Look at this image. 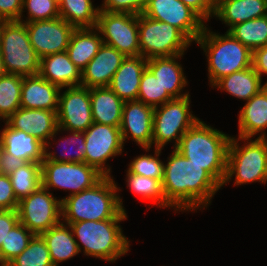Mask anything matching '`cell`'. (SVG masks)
Returning <instances> with one entry per match:
<instances>
[{
	"label": "cell",
	"mask_w": 267,
	"mask_h": 266,
	"mask_svg": "<svg viewBox=\"0 0 267 266\" xmlns=\"http://www.w3.org/2000/svg\"><path fill=\"white\" fill-rule=\"evenodd\" d=\"M61 88L50 83L39 74L23 76L21 107L58 111Z\"/></svg>",
	"instance_id": "ffe728a7"
},
{
	"label": "cell",
	"mask_w": 267,
	"mask_h": 266,
	"mask_svg": "<svg viewBox=\"0 0 267 266\" xmlns=\"http://www.w3.org/2000/svg\"><path fill=\"white\" fill-rule=\"evenodd\" d=\"M252 67L259 74L267 75V45L252 51Z\"/></svg>",
	"instance_id": "c3c4849f"
},
{
	"label": "cell",
	"mask_w": 267,
	"mask_h": 266,
	"mask_svg": "<svg viewBox=\"0 0 267 266\" xmlns=\"http://www.w3.org/2000/svg\"><path fill=\"white\" fill-rule=\"evenodd\" d=\"M0 147L26 162L42 163L44 160V143L32 134L11 128L7 123L0 131Z\"/></svg>",
	"instance_id": "603a6c76"
},
{
	"label": "cell",
	"mask_w": 267,
	"mask_h": 266,
	"mask_svg": "<svg viewBox=\"0 0 267 266\" xmlns=\"http://www.w3.org/2000/svg\"><path fill=\"white\" fill-rule=\"evenodd\" d=\"M23 76L5 73L0 77V119L7 120L21 107Z\"/></svg>",
	"instance_id": "836d02e7"
},
{
	"label": "cell",
	"mask_w": 267,
	"mask_h": 266,
	"mask_svg": "<svg viewBox=\"0 0 267 266\" xmlns=\"http://www.w3.org/2000/svg\"><path fill=\"white\" fill-rule=\"evenodd\" d=\"M16 199L28 197L42 186L41 163L27 162L9 175Z\"/></svg>",
	"instance_id": "1f68e13d"
},
{
	"label": "cell",
	"mask_w": 267,
	"mask_h": 266,
	"mask_svg": "<svg viewBox=\"0 0 267 266\" xmlns=\"http://www.w3.org/2000/svg\"><path fill=\"white\" fill-rule=\"evenodd\" d=\"M18 202L9 176L0 174V210H15Z\"/></svg>",
	"instance_id": "7bdbcfd3"
},
{
	"label": "cell",
	"mask_w": 267,
	"mask_h": 266,
	"mask_svg": "<svg viewBox=\"0 0 267 266\" xmlns=\"http://www.w3.org/2000/svg\"><path fill=\"white\" fill-rule=\"evenodd\" d=\"M6 266H54L45 240L34 235L27 248Z\"/></svg>",
	"instance_id": "d590c367"
},
{
	"label": "cell",
	"mask_w": 267,
	"mask_h": 266,
	"mask_svg": "<svg viewBox=\"0 0 267 266\" xmlns=\"http://www.w3.org/2000/svg\"><path fill=\"white\" fill-rule=\"evenodd\" d=\"M140 56L145 59L183 55L192 43L171 24L138 15Z\"/></svg>",
	"instance_id": "ba28073f"
},
{
	"label": "cell",
	"mask_w": 267,
	"mask_h": 266,
	"mask_svg": "<svg viewBox=\"0 0 267 266\" xmlns=\"http://www.w3.org/2000/svg\"><path fill=\"white\" fill-rule=\"evenodd\" d=\"M251 51L267 45V15L238 23L227 30Z\"/></svg>",
	"instance_id": "d6a6232c"
},
{
	"label": "cell",
	"mask_w": 267,
	"mask_h": 266,
	"mask_svg": "<svg viewBox=\"0 0 267 266\" xmlns=\"http://www.w3.org/2000/svg\"><path fill=\"white\" fill-rule=\"evenodd\" d=\"M84 134V162L96 168L104 176H111V168L106 167V161L122 153L124 143L120 127L94 122Z\"/></svg>",
	"instance_id": "4fadbf2b"
},
{
	"label": "cell",
	"mask_w": 267,
	"mask_h": 266,
	"mask_svg": "<svg viewBox=\"0 0 267 266\" xmlns=\"http://www.w3.org/2000/svg\"><path fill=\"white\" fill-rule=\"evenodd\" d=\"M28 10V17L21 22L52 20L59 18V3L55 0H23V10Z\"/></svg>",
	"instance_id": "ab89813d"
},
{
	"label": "cell",
	"mask_w": 267,
	"mask_h": 266,
	"mask_svg": "<svg viewBox=\"0 0 267 266\" xmlns=\"http://www.w3.org/2000/svg\"><path fill=\"white\" fill-rule=\"evenodd\" d=\"M146 67L147 59L142 56L125 57L108 87L124 102L137 100Z\"/></svg>",
	"instance_id": "44dd1931"
},
{
	"label": "cell",
	"mask_w": 267,
	"mask_h": 266,
	"mask_svg": "<svg viewBox=\"0 0 267 266\" xmlns=\"http://www.w3.org/2000/svg\"><path fill=\"white\" fill-rule=\"evenodd\" d=\"M195 42L208 58V78L212 87L219 79L252 67V51L228 31L220 35L205 26Z\"/></svg>",
	"instance_id": "277c9868"
},
{
	"label": "cell",
	"mask_w": 267,
	"mask_h": 266,
	"mask_svg": "<svg viewBox=\"0 0 267 266\" xmlns=\"http://www.w3.org/2000/svg\"><path fill=\"white\" fill-rule=\"evenodd\" d=\"M147 0H104L100 11L110 13L142 14Z\"/></svg>",
	"instance_id": "b9f144b4"
},
{
	"label": "cell",
	"mask_w": 267,
	"mask_h": 266,
	"mask_svg": "<svg viewBox=\"0 0 267 266\" xmlns=\"http://www.w3.org/2000/svg\"><path fill=\"white\" fill-rule=\"evenodd\" d=\"M209 1L215 7L222 0H209Z\"/></svg>",
	"instance_id": "816d5d0a"
},
{
	"label": "cell",
	"mask_w": 267,
	"mask_h": 266,
	"mask_svg": "<svg viewBox=\"0 0 267 266\" xmlns=\"http://www.w3.org/2000/svg\"><path fill=\"white\" fill-rule=\"evenodd\" d=\"M189 109L190 95L154 108L152 144L156 149L162 150L171 140H175L174 149L178 147L181 137L199 120Z\"/></svg>",
	"instance_id": "9c48e42d"
},
{
	"label": "cell",
	"mask_w": 267,
	"mask_h": 266,
	"mask_svg": "<svg viewBox=\"0 0 267 266\" xmlns=\"http://www.w3.org/2000/svg\"><path fill=\"white\" fill-rule=\"evenodd\" d=\"M261 82L259 74L250 67L219 79L213 87L216 86L231 96L248 101L267 85V81L264 85Z\"/></svg>",
	"instance_id": "f546056e"
},
{
	"label": "cell",
	"mask_w": 267,
	"mask_h": 266,
	"mask_svg": "<svg viewBox=\"0 0 267 266\" xmlns=\"http://www.w3.org/2000/svg\"><path fill=\"white\" fill-rule=\"evenodd\" d=\"M182 56L154 57L147 60V68L158 78L163 90H167L173 98L190 95L189 92L181 93L188 83L182 65L176 61Z\"/></svg>",
	"instance_id": "d4e9b609"
},
{
	"label": "cell",
	"mask_w": 267,
	"mask_h": 266,
	"mask_svg": "<svg viewBox=\"0 0 267 266\" xmlns=\"http://www.w3.org/2000/svg\"><path fill=\"white\" fill-rule=\"evenodd\" d=\"M48 191L41 186L18 202L19 222L34 235H41L63 220L61 200L53 197V194Z\"/></svg>",
	"instance_id": "8fae6325"
},
{
	"label": "cell",
	"mask_w": 267,
	"mask_h": 266,
	"mask_svg": "<svg viewBox=\"0 0 267 266\" xmlns=\"http://www.w3.org/2000/svg\"><path fill=\"white\" fill-rule=\"evenodd\" d=\"M71 136V137H70ZM70 136L68 138L59 139L60 142H64L65 144L77 145V150L75 155L71 156L70 151L66 149L63 154H60L59 157L56 155V152H47L44 151V160L56 161V162H76V163H84L85 158V134L84 132L70 131ZM63 140V141H62ZM62 156V157H61Z\"/></svg>",
	"instance_id": "60d3db41"
},
{
	"label": "cell",
	"mask_w": 267,
	"mask_h": 266,
	"mask_svg": "<svg viewBox=\"0 0 267 266\" xmlns=\"http://www.w3.org/2000/svg\"><path fill=\"white\" fill-rule=\"evenodd\" d=\"M6 22H7V20L0 18V41H1L2 31H3V28L6 24Z\"/></svg>",
	"instance_id": "681fc988"
},
{
	"label": "cell",
	"mask_w": 267,
	"mask_h": 266,
	"mask_svg": "<svg viewBox=\"0 0 267 266\" xmlns=\"http://www.w3.org/2000/svg\"><path fill=\"white\" fill-rule=\"evenodd\" d=\"M242 138L231 137L227 153V171L223 185L235 175L234 185L267 181V139H243L246 144L239 146Z\"/></svg>",
	"instance_id": "8992f818"
},
{
	"label": "cell",
	"mask_w": 267,
	"mask_h": 266,
	"mask_svg": "<svg viewBox=\"0 0 267 266\" xmlns=\"http://www.w3.org/2000/svg\"><path fill=\"white\" fill-rule=\"evenodd\" d=\"M19 223L17 209L15 210H0V248L8 232Z\"/></svg>",
	"instance_id": "f6af8a7d"
},
{
	"label": "cell",
	"mask_w": 267,
	"mask_h": 266,
	"mask_svg": "<svg viewBox=\"0 0 267 266\" xmlns=\"http://www.w3.org/2000/svg\"><path fill=\"white\" fill-rule=\"evenodd\" d=\"M5 122L15 130L32 134L44 143V151L49 150L50 140L59 132L57 111L20 107Z\"/></svg>",
	"instance_id": "e0dca14e"
},
{
	"label": "cell",
	"mask_w": 267,
	"mask_h": 266,
	"mask_svg": "<svg viewBox=\"0 0 267 266\" xmlns=\"http://www.w3.org/2000/svg\"><path fill=\"white\" fill-rule=\"evenodd\" d=\"M230 139L231 136L199 119L181 137L176 150L192 163L201 166L223 186Z\"/></svg>",
	"instance_id": "3957f363"
},
{
	"label": "cell",
	"mask_w": 267,
	"mask_h": 266,
	"mask_svg": "<svg viewBox=\"0 0 267 266\" xmlns=\"http://www.w3.org/2000/svg\"><path fill=\"white\" fill-rule=\"evenodd\" d=\"M195 11L204 21L213 16L214 6L209 0H180Z\"/></svg>",
	"instance_id": "7dc6e473"
},
{
	"label": "cell",
	"mask_w": 267,
	"mask_h": 266,
	"mask_svg": "<svg viewBox=\"0 0 267 266\" xmlns=\"http://www.w3.org/2000/svg\"><path fill=\"white\" fill-rule=\"evenodd\" d=\"M124 58L117 49L103 43L94 58L81 71V86L108 87Z\"/></svg>",
	"instance_id": "d6986e66"
},
{
	"label": "cell",
	"mask_w": 267,
	"mask_h": 266,
	"mask_svg": "<svg viewBox=\"0 0 267 266\" xmlns=\"http://www.w3.org/2000/svg\"><path fill=\"white\" fill-rule=\"evenodd\" d=\"M97 32L96 27L75 28L70 37L67 53L80 71L94 58L103 44L102 35Z\"/></svg>",
	"instance_id": "f1b7e54d"
},
{
	"label": "cell",
	"mask_w": 267,
	"mask_h": 266,
	"mask_svg": "<svg viewBox=\"0 0 267 266\" xmlns=\"http://www.w3.org/2000/svg\"><path fill=\"white\" fill-rule=\"evenodd\" d=\"M127 187L134 194L141 196L143 200H151L154 204L157 203L158 207L165 208V196L162 188V180L140 176L130 173L127 170L126 174Z\"/></svg>",
	"instance_id": "e575fe53"
},
{
	"label": "cell",
	"mask_w": 267,
	"mask_h": 266,
	"mask_svg": "<svg viewBox=\"0 0 267 266\" xmlns=\"http://www.w3.org/2000/svg\"><path fill=\"white\" fill-rule=\"evenodd\" d=\"M96 28L104 44L125 57L140 56L138 15L99 11Z\"/></svg>",
	"instance_id": "7c38bea8"
},
{
	"label": "cell",
	"mask_w": 267,
	"mask_h": 266,
	"mask_svg": "<svg viewBox=\"0 0 267 266\" xmlns=\"http://www.w3.org/2000/svg\"><path fill=\"white\" fill-rule=\"evenodd\" d=\"M90 99L94 122L120 127L124 101L109 87H91Z\"/></svg>",
	"instance_id": "4316f807"
},
{
	"label": "cell",
	"mask_w": 267,
	"mask_h": 266,
	"mask_svg": "<svg viewBox=\"0 0 267 266\" xmlns=\"http://www.w3.org/2000/svg\"><path fill=\"white\" fill-rule=\"evenodd\" d=\"M267 15V0H222L214 7L217 17L230 28Z\"/></svg>",
	"instance_id": "484cf974"
},
{
	"label": "cell",
	"mask_w": 267,
	"mask_h": 266,
	"mask_svg": "<svg viewBox=\"0 0 267 266\" xmlns=\"http://www.w3.org/2000/svg\"><path fill=\"white\" fill-rule=\"evenodd\" d=\"M38 74L61 89L81 86V71L70 60L67 51L41 58Z\"/></svg>",
	"instance_id": "7402d4cb"
},
{
	"label": "cell",
	"mask_w": 267,
	"mask_h": 266,
	"mask_svg": "<svg viewBox=\"0 0 267 266\" xmlns=\"http://www.w3.org/2000/svg\"><path fill=\"white\" fill-rule=\"evenodd\" d=\"M126 219L80 221L70 223L73 236L82 244L84 255L115 262L129 251V240L118 225Z\"/></svg>",
	"instance_id": "5b68a950"
},
{
	"label": "cell",
	"mask_w": 267,
	"mask_h": 266,
	"mask_svg": "<svg viewBox=\"0 0 267 266\" xmlns=\"http://www.w3.org/2000/svg\"><path fill=\"white\" fill-rule=\"evenodd\" d=\"M154 155H140L129 164L128 171L140 176L150 177L158 180L163 178L164 163L160 160V149L154 151Z\"/></svg>",
	"instance_id": "f35d334b"
},
{
	"label": "cell",
	"mask_w": 267,
	"mask_h": 266,
	"mask_svg": "<svg viewBox=\"0 0 267 266\" xmlns=\"http://www.w3.org/2000/svg\"><path fill=\"white\" fill-rule=\"evenodd\" d=\"M113 177L104 176L93 187L61 198L62 218L66 224L80 221L127 219L122 198Z\"/></svg>",
	"instance_id": "7a4b0ae2"
},
{
	"label": "cell",
	"mask_w": 267,
	"mask_h": 266,
	"mask_svg": "<svg viewBox=\"0 0 267 266\" xmlns=\"http://www.w3.org/2000/svg\"><path fill=\"white\" fill-rule=\"evenodd\" d=\"M42 186L45 189L60 188L70 190L69 195L93 187L104 175L93 166L76 162H56L43 160Z\"/></svg>",
	"instance_id": "30bf717a"
},
{
	"label": "cell",
	"mask_w": 267,
	"mask_h": 266,
	"mask_svg": "<svg viewBox=\"0 0 267 266\" xmlns=\"http://www.w3.org/2000/svg\"><path fill=\"white\" fill-rule=\"evenodd\" d=\"M30 43L39 58L67 51L75 27L63 18L25 23Z\"/></svg>",
	"instance_id": "2e32d148"
},
{
	"label": "cell",
	"mask_w": 267,
	"mask_h": 266,
	"mask_svg": "<svg viewBox=\"0 0 267 266\" xmlns=\"http://www.w3.org/2000/svg\"><path fill=\"white\" fill-rule=\"evenodd\" d=\"M220 187L206 170L192 163L176 149H173L168 163L164 164L162 188L167 208L193 211L207 207Z\"/></svg>",
	"instance_id": "6da1fadb"
},
{
	"label": "cell",
	"mask_w": 267,
	"mask_h": 266,
	"mask_svg": "<svg viewBox=\"0 0 267 266\" xmlns=\"http://www.w3.org/2000/svg\"><path fill=\"white\" fill-rule=\"evenodd\" d=\"M5 73L6 72H5V69H4V66H3L2 57L0 55V77H2Z\"/></svg>",
	"instance_id": "f907efd6"
},
{
	"label": "cell",
	"mask_w": 267,
	"mask_h": 266,
	"mask_svg": "<svg viewBox=\"0 0 267 266\" xmlns=\"http://www.w3.org/2000/svg\"><path fill=\"white\" fill-rule=\"evenodd\" d=\"M172 99L167 90H163L158 78L146 67L141 76L137 100L156 108Z\"/></svg>",
	"instance_id": "74e56055"
},
{
	"label": "cell",
	"mask_w": 267,
	"mask_h": 266,
	"mask_svg": "<svg viewBox=\"0 0 267 266\" xmlns=\"http://www.w3.org/2000/svg\"><path fill=\"white\" fill-rule=\"evenodd\" d=\"M23 0H0V18L7 21L22 20Z\"/></svg>",
	"instance_id": "ee69618b"
},
{
	"label": "cell",
	"mask_w": 267,
	"mask_h": 266,
	"mask_svg": "<svg viewBox=\"0 0 267 266\" xmlns=\"http://www.w3.org/2000/svg\"><path fill=\"white\" fill-rule=\"evenodd\" d=\"M0 55L6 73L21 76L39 73L40 58L30 43L25 22H6L0 41Z\"/></svg>",
	"instance_id": "52a82bcc"
},
{
	"label": "cell",
	"mask_w": 267,
	"mask_h": 266,
	"mask_svg": "<svg viewBox=\"0 0 267 266\" xmlns=\"http://www.w3.org/2000/svg\"><path fill=\"white\" fill-rule=\"evenodd\" d=\"M26 163L25 160L8 154L0 147V174L9 176L18 167H22Z\"/></svg>",
	"instance_id": "bcb514c9"
},
{
	"label": "cell",
	"mask_w": 267,
	"mask_h": 266,
	"mask_svg": "<svg viewBox=\"0 0 267 266\" xmlns=\"http://www.w3.org/2000/svg\"><path fill=\"white\" fill-rule=\"evenodd\" d=\"M100 8H94L91 0H61L60 18L75 28H95Z\"/></svg>",
	"instance_id": "4dcf8cb0"
},
{
	"label": "cell",
	"mask_w": 267,
	"mask_h": 266,
	"mask_svg": "<svg viewBox=\"0 0 267 266\" xmlns=\"http://www.w3.org/2000/svg\"><path fill=\"white\" fill-rule=\"evenodd\" d=\"M238 121L240 138L250 139L259 132L261 136L257 138H267V85L245 103L239 112Z\"/></svg>",
	"instance_id": "cb8c5ba5"
},
{
	"label": "cell",
	"mask_w": 267,
	"mask_h": 266,
	"mask_svg": "<svg viewBox=\"0 0 267 266\" xmlns=\"http://www.w3.org/2000/svg\"><path fill=\"white\" fill-rule=\"evenodd\" d=\"M34 234L20 222L8 232L5 243L0 248V266H6L28 246Z\"/></svg>",
	"instance_id": "8d00e7d4"
},
{
	"label": "cell",
	"mask_w": 267,
	"mask_h": 266,
	"mask_svg": "<svg viewBox=\"0 0 267 266\" xmlns=\"http://www.w3.org/2000/svg\"><path fill=\"white\" fill-rule=\"evenodd\" d=\"M153 115L154 108L140 102L126 101L122 111L120 131L123 143L126 139H133L137 145L150 150L153 138Z\"/></svg>",
	"instance_id": "ac0fdd59"
},
{
	"label": "cell",
	"mask_w": 267,
	"mask_h": 266,
	"mask_svg": "<svg viewBox=\"0 0 267 266\" xmlns=\"http://www.w3.org/2000/svg\"><path fill=\"white\" fill-rule=\"evenodd\" d=\"M41 236L47 244L54 266L74 257L82 250L81 244L76 241L70 226L64 222L49 228Z\"/></svg>",
	"instance_id": "83f0119b"
},
{
	"label": "cell",
	"mask_w": 267,
	"mask_h": 266,
	"mask_svg": "<svg viewBox=\"0 0 267 266\" xmlns=\"http://www.w3.org/2000/svg\"><path fill=\"white\" fill-rule=\"evenodd\" d=\"M143 15L178 28L191 42L202 34L205 21L180 0H147Z\"/></svg>",
	"instance_id": "5bb4252c"
},
{
	"label": "cell",
	"mask_w": 267,
	"mask_h": 266,
	"mask_svg": "<svg viewBox=\"0 0 267 266\" xmlns=\"http://www.w3.org/2000/svg\"><path fill=\"white\" fill-rule=\"evenodd\" d=\"M57 122L59 131L85 132L94 121L91 110L90 88L67 87L59 94Z\"/></svg>",
	"instance_id": "9a60e30c"
}]
</instances>
